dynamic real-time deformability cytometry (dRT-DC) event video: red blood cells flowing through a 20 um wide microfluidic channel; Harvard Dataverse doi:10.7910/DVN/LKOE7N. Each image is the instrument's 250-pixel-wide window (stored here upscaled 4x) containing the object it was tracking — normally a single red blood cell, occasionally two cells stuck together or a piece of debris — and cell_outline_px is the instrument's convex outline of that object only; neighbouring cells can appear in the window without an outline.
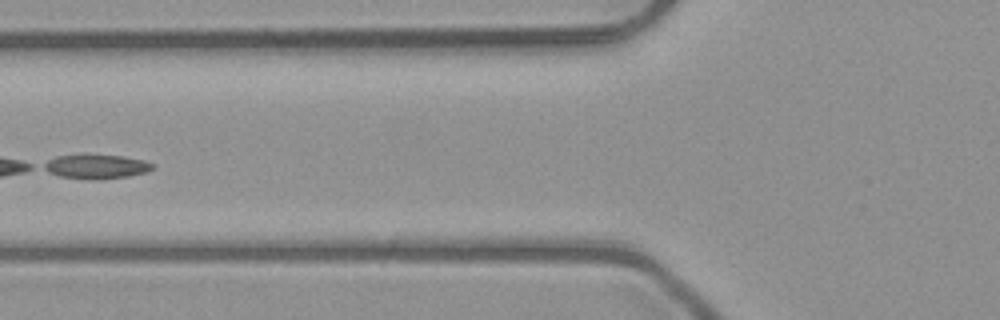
{"species": "common noctule bat (a hibernating species)", "species_latin": "Nyctalus noctula", "temperature_condition": "room temperature", "stored_images_in_passage": 7, "camera_frame_rate_fps": 3000, "um_per_image_px": 0.085, "animal": {"sex": "male", "body_mass_g": 23.1, "forearm_length_mm": 52.7}, "frame": {"image": 1, "passage_image": 6, "time_ms": 1.667, "image_size_px": [1000, 320], "cell_outline_px": [[156, 168], [148, 172], [128, 176], [100, 180], [88, 180], [60, 176], [48, 172], [40, 168], [40, 164], [56, 156], [124, 156], [144, 160], [156, 164]], "centroid_in_image_um": [8.2, 14.19], "position_along_channel_um": 117.6, "area_um2": 15.49}}
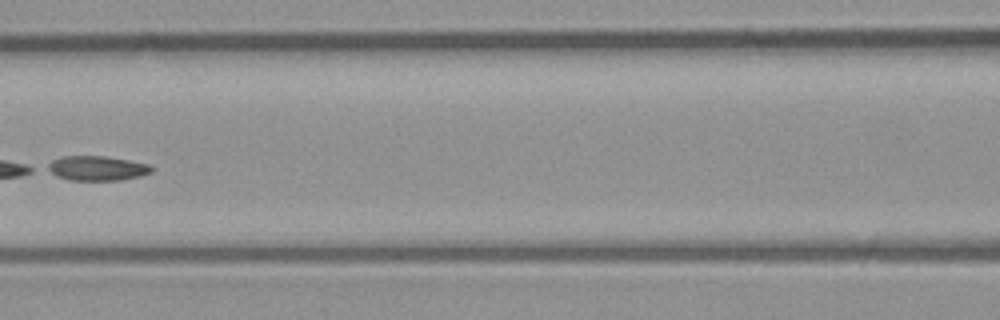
{"frame": {"image": 2, "passage_image": 7, "time_ms": 2.0, "image_size_px": [1000, 320], "cell_outline_px": [[152, 172], [140, 176], [120, 180], [68, 180], [56, 176], [40, 168], [52, 160], [64, 156], [104, 156], [152, 164]], "centroid_in_image_um": [8.17, 14.3], "position_along_channel_um": 158.4, "area_um2": 15.26}}